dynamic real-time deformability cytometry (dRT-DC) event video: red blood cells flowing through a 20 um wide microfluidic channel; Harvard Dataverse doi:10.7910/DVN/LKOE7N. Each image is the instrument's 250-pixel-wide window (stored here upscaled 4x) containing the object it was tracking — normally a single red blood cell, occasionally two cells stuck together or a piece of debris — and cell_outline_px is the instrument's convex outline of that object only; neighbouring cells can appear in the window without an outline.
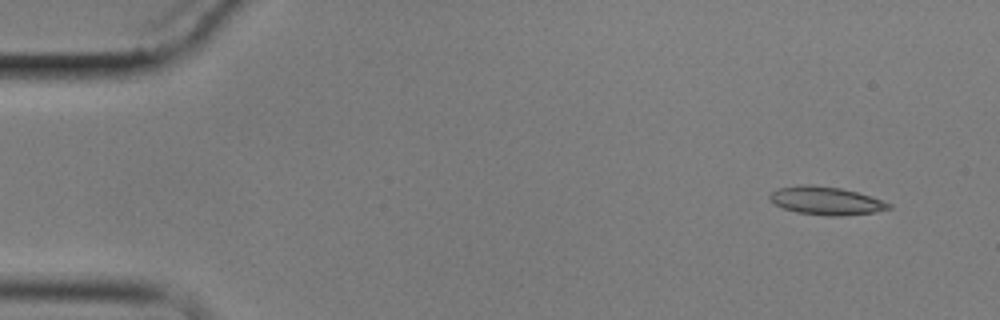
{"species": "common noctule bat (a hibernating species)", "species_latin": "Nyctalus noctula", "temperature_condition": "cold", "stored_images_in_passage": 6, "camera_frame_rate_fps": 3000, "um_per_image_px": 0.085, "animal": {"sex": "male", "body_mass_g": 17.9}, "frame": {"image": 1, "passage_image": 1, "time_ms": 0.0, "image_size_px": [1000, 320], "cell_outline_px": [[892, 208], [876, 212], [840, 216], [828, 216], [796, 212], [784, 208], [776, 204], [768, 196], [776, 188], [800, 184], [812, 184], [840, 188], [856, 192], [892, 204]], "centroid_in_image_um": [70.2, 17.06], "position_along_channel_um": 14.8, "area_um2": 19.42}}
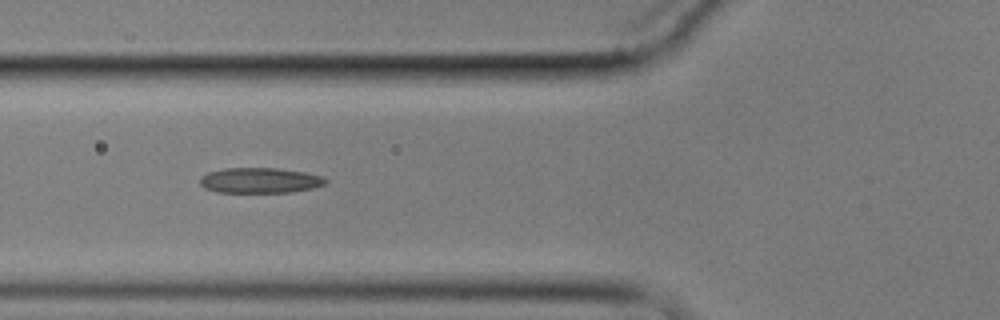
{"frame": {"image": 2, "passage_image": 5, "time_ms": 5.667, "image_size_px": [1000, 320], "cell_outline_px": [[328, 184], [312, 188], [292, 192], [216, 192], [204, 188], [200, 184], [200, 176], [208, 172], [224, 168], [276, 168], [304, 172], [320, 176], [328, 180]], "centroid_in_image_um": [22.08, 15.33], "position_along_channel_um": 103.7, "area_um2": 18.61}}
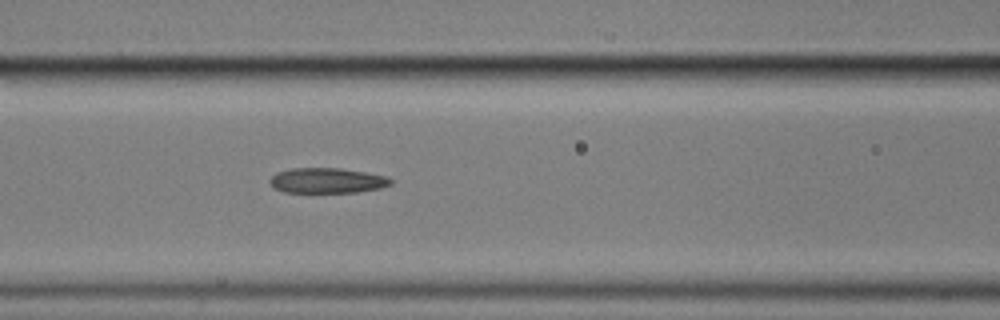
{"frame": {"image": 3, "passage_image": 6, "time_ms": 6.667, "image_size_px": [1000, 320], "cell_outline_px": [[392, 184], [380, 188], [356, 192], [284, 192], [276, 188], [268, 180], [276, 172], [292, 168], [340, 168], [388, 176], [392, 180]], "centroid_in_image_um": [27.82, 15.34], "position_along_channel_um": 138.8, "area_um2": 17.69}}